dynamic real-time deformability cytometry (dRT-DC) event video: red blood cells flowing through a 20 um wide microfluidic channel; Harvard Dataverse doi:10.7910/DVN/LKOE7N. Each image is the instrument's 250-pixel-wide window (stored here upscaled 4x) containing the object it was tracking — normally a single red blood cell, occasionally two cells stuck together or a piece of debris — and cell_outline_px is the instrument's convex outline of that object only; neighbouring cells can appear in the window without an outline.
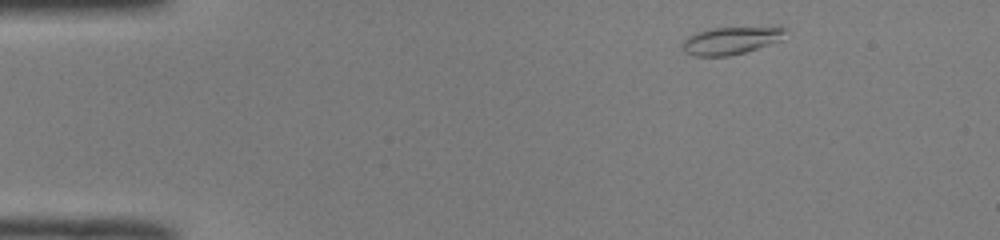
{"species": "common noctule bat (a hibernating species)", "species_latin": "Nyctalus noctula", "temperature_condition": "room temperature", "stored_images_in_passage": 45, "camera_frame_rate_fps": 3000, "um_per_image_px": 0.085, "animal": {"sex": "male", "body_mass_g": 19.0, "forearm_length_mm": 50.8}, "frame": {"image": 1, "passage_image": 2, "time_ms": 0.333, "image_size_px": [1000, 240], "cell_outline_px": [[784, 28], [780, 40], [744, 52], [728, 56], [692, 56], [684, 52], [680, 44], [688, 36], [696, 32], [708, 28], [780, 24]], "centroid_in_image_um": [62.11, 3.39], "position_along_channel_um": 22.9, "area_um2": 17.11}}
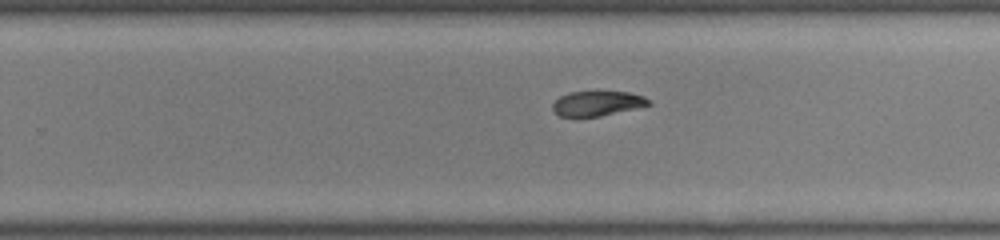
{"frame": {"image": 2, "passage_image": 27, "time_ms": 8.667, "image_size_px": [1000, 240], "cell_outline_px": [[652, 104], [636, 108], [600, 116], [576, 120], [560, 116], [552, 108], [552, 104], [560, 96], [568, 92], [628, 92], [644, 96], [652, 100]], "centroid_in_image_um": [50.74, 8.83], "position_along_channel_um": 279.1, "area_um2": 14.33}}
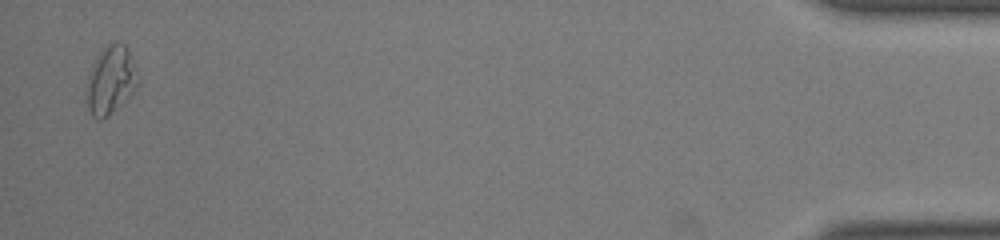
{"frame": {"image": 3, "passage_image": 44, "time_ms": 14.333, "image_size_px": [1000, 240], "cell_outline_px": [[140, 84], [108, 116], [100, 120], [92, 116], [84, 100], [84, 88], [100, 48], [104, 44], [116, 40], [124, 44], [128, 48], [140, 80]], "centroid_in_image_um": [9.38, 6.78], "position_along_channel_um": 425.8, "area_um2": 20.87}, "authors_computed_cell_mechanics": {"area_um2": 15.606, "velocity_mm_per_s": 4.0802, "shape_relaxation_time_tau1_ms": 5.9272, "shape_relaxation_time_tau2_ms": 8.0686, "deformation_change_tau1": 0.1456, "deformation_change_tau2": 0.1343}}